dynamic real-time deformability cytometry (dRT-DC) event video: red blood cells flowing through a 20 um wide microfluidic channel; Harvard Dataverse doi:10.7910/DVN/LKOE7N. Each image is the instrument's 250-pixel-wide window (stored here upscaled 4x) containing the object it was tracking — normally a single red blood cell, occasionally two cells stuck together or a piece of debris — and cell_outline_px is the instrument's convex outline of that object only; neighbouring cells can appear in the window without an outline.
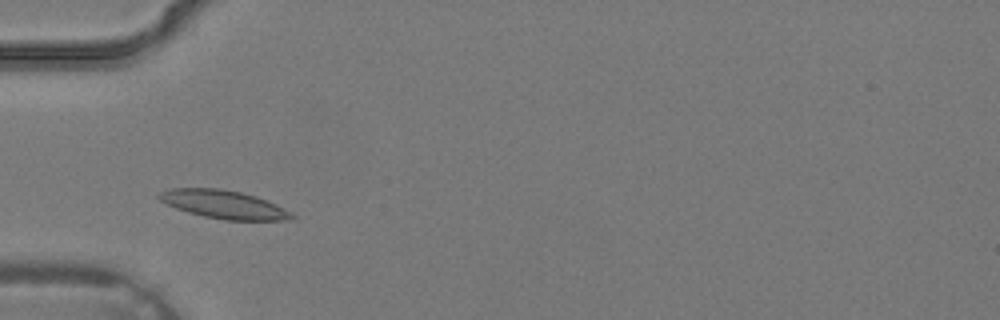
{"species": "common noctule bat (a hibernating species)", "species_latin": "Nyctalus noctula", "temperature_condition": "warm", "stored_images_in_passage": 2, "camera_frame_rate_fps": 3000, "um_per_image_px": 0.085, "animal": {"sex": "male", "body_mass_g": 19.2, "forearm_length_mm": 51.8}, "frame": {"image": 1, "passage_image": 2, "time_ms": 0.333, "image_size_px": [1000, 320], "cell_outline_px": [[296, 220], [224, 220], [204, 216], [188, 212], [176, 208], [160, 200], [156, 196], [160, 192], [168, 188], [220, 188], [240, 192], [256, 196], [276, 204], [292, 212], [296, 216]], "centroid_in_image_um": [19.05, 17.38], "position_along_channel_um": 65.9, "area_um2": 21.96}}